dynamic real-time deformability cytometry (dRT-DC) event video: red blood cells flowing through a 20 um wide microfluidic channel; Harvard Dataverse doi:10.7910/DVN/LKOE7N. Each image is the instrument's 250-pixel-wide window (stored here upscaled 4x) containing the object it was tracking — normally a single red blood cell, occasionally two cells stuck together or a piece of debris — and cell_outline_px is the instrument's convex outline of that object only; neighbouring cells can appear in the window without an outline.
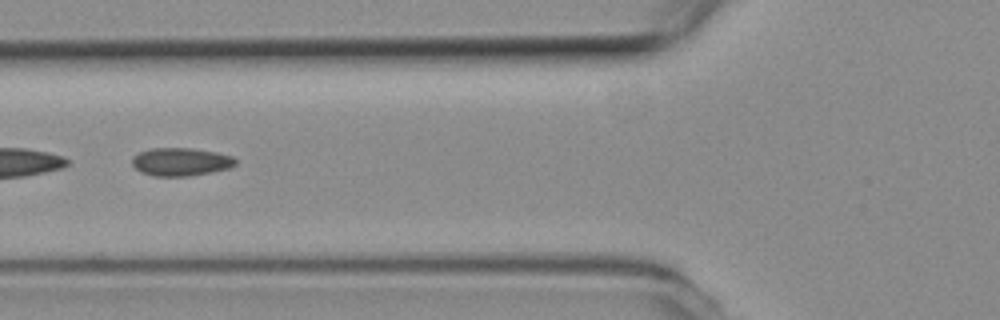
{"species": "common noctule bat (a hibernating species)", "species_latin": "Nyctalus noctula", "temperature_condition": "room temperature", "stored_images_in_passage": 18, "segment_of_instrument_passage": [2, 2], "camera_frame_rate_fps": 3000, "um_per_image_px": 0.085, "animal": {"sex": "female", "body_mass_g": 19.3, "forearm_length_mm": 54.1}, "frame": {"image": 1, "passage_image": 14, "time_ms": 4.333, "image_size_px": [1000, 320], "cell_outline_px": [[236, 164], [228, 168], [188, 176], [152, 176], [140, 172], [132, 164], [132, 156], [140, 152], [152, 148], [192, 148], [216, 152], [232, 156], [236, 160]], "centroid_in_image_um": [15.33, 13.75], "position_along_channel_um": 110.5, "area_um2": 16.82}}